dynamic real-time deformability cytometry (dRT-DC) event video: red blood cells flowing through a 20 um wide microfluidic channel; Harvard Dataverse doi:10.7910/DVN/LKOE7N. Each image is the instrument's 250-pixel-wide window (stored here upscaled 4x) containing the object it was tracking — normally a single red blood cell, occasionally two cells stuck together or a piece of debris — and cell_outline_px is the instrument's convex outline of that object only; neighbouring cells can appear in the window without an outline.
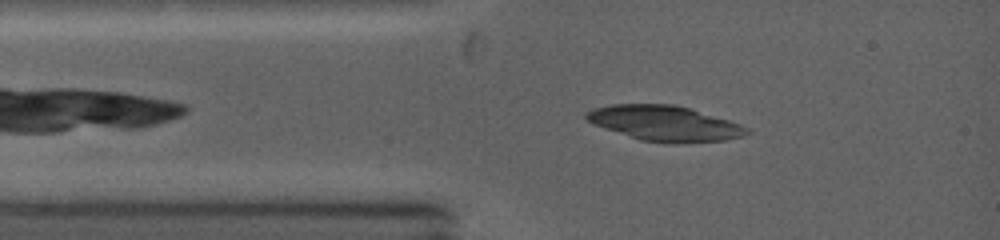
{"species": "common noctule bat (a hibernating species)", "species_latin": "Nyctalus noctula", "temperature_condition": "warm", "stored_images_in_passage": 3, "camera_frame_rate_fps": 5000, "um_per_image_px": 0.085, "animal": {"sex": "female", "body_mass_g": 19.0, "forearm_length_mm": 53.3}, "frame": {"image": 1, "passage_image": 3, "time_ms": 1.0, "image_size_px": [1000, 240], "cell_outline_px": [[752, 132], [744, 136], [724, 140], [672, 144], [640, 140], [596, 124], [588, 120], [584, 116], [584, 112], [592, 108], [612, 104], [672, 104], [688, 108], [728, 120], [740, 124], [748, 128]], "centroid_in_image_um": [56.51, 10.48], "position_along_channel_um": 28.5, "area_um2": 32.71}}